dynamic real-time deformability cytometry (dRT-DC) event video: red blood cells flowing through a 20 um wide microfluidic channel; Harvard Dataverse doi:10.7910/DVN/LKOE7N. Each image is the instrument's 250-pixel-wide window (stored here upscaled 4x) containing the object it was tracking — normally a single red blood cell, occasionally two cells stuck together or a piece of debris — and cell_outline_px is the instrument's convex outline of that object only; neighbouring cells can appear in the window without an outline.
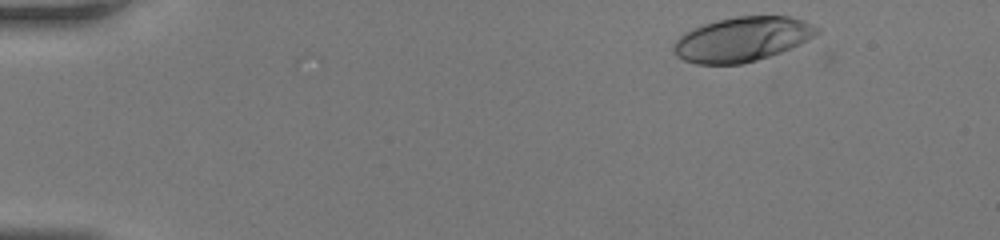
{"species": "human", "species_latin": "Homo sapiens", "temperature_condition": "room temperature", "stored_images_in_passage": 41, "camera_frame_rate_fps": 3000, "um_per_image_px": 0.085, "donor": {"sex": "female"}, "frame": {"image": 1, "passage_image": 2, "time_ms": 0.333, "image_size_px": [1000, 240], "cell_outline_px": [[820, 32], [780, 52], [756, 60], [740, 64], [696, 64], [684, 60], [676, 56], [672, 52], [672, 44], [684, 32], [692, 28], [716, 20], [736, 16], [788, 16], [804, 20], [820, 28]], "centroid_in_image_um": [63.02, 3.33], "position_along_channel_um": 22.0, "area_um2": 36.99}}
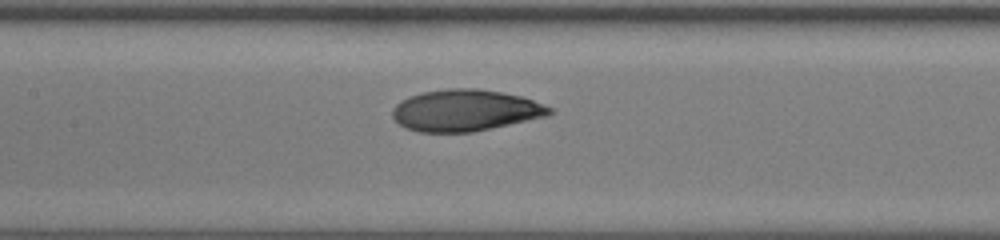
{"frame": {"image": 2, "passage_image": 19, "time_ms": 6.0, "image_size_px": [1000, 240], "cell_outline_px": [[556, 112], [548, 116], [472, 132], [420, 132], [408, 128], [400, 124], [392, 116], [392, 108], [400, 100], [408, 96], [424, 92], [448, 88], [476, 88], [500, 92], [520, 96], [544, 104], [552, 108]], "centroid_in_image_um": [39.56, 9.38], "position_along_channel_um": 167.8, "area_um2": 37.97}}
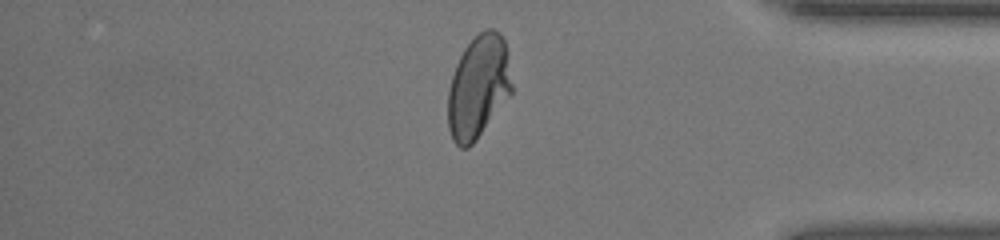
{"frame": {"image": 3, "passage_image": 35, "time_ms": 11.333, "image_size_px": [1000, 240], "cell_outline_px": [[512, 92], [476, 140], [468, 148], [460, 148], [452, 140], [448, 128], [448, 92], [452, 76], [456, 64], [464, 48], [484, 28], [492, 28], [500, 32], [504, 40], [508, 52], [512, 84]], "centroid_in_image_um": [40.66, 7.37], "position_along_channel_um": 394.5, "area_um2": 38.38}}